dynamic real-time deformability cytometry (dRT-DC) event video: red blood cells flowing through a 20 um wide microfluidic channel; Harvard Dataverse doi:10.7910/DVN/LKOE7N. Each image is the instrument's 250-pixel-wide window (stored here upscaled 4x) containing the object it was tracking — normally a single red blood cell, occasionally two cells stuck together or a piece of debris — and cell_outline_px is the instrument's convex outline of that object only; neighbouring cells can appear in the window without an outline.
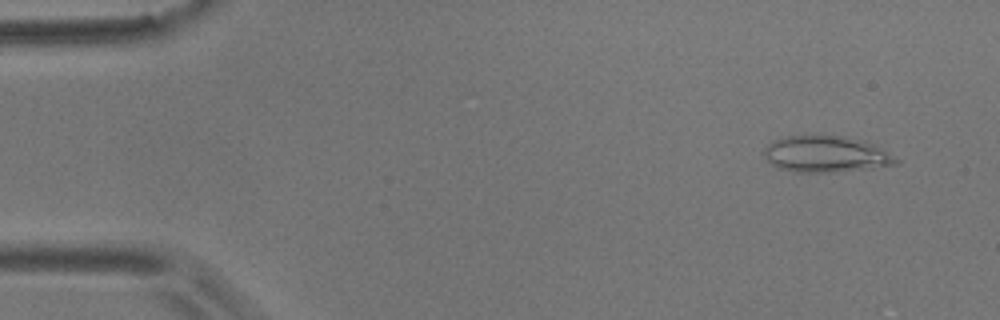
{"species": "common noctule bat (a hibernating species)", "species_latin": "Nyctalus noctula", "temperature_condition": "room temperature", "stored_images_in_passage": 11, "camera_frame_rate_fps": 3000, "um_per_image_px": 0.085, "animal": {"sex": "male", "body_mass_g": 17.9}, "frame": {"image": 1, "passage_image": 4, "time_ms": 1.0, "image_size_px": [1000, 320], "cell_outline_px": [[900, 160], [896, 164], [864, 168], [828, 172], [796, 172], [780, 168], [772, 164], [764, 156], [764, 148], [768, 144], [776, 140], [788, 136], [844, 136], [864, 140], [872, 144]], "centroid_in_image_um": [70.17, 13.1], "position_along_channel_um": 14.8, "area_um2": 27.22}}